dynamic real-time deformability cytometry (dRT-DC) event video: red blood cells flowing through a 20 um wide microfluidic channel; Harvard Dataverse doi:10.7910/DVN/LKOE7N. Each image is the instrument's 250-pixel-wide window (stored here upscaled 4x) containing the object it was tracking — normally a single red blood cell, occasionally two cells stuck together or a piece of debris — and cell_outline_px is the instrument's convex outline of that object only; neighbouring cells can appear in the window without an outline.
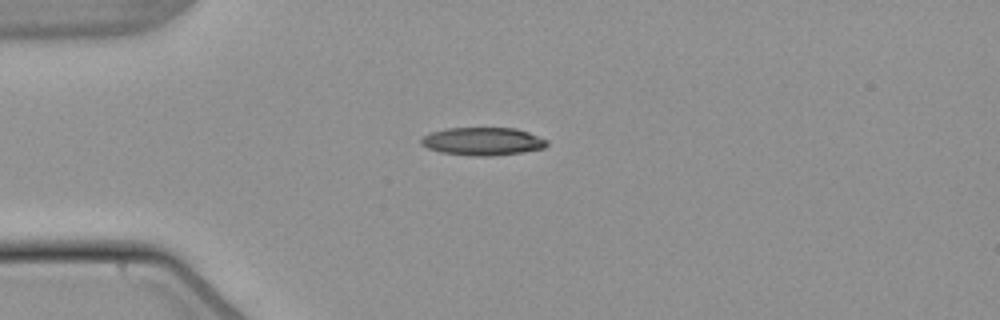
{"species": "common noctule bat (a hibernating species)", "species_latin": "Nyctalus noctula", "temperature_condition": "warm", "stored_images_in_passage": 41, "camera_frame_rate_fps": 3000, "um_per_image_px": 0.085, "animal": {"sex": "male", "body_mass_g": 21.5, "forearm_length_mm": 52.0}, "frame": {"image": 1, "passage_image": 1, "time_ms": 0.0, "image_size_px": [1000, 320], "cell_outline_px": [[548, 144], [544, 148], [524, 152], [492, 156], [476, 156], [440, 152], [428, 148], [420, 144], [420, 140], [424, 136], [432, 132], [444, 128], [516, 128], [528, 132], [548, 140]], "centroid_in_image_um": [41.04, 12.01], "position_along_channel_um": 44.0, "area_um2": 20.52}}
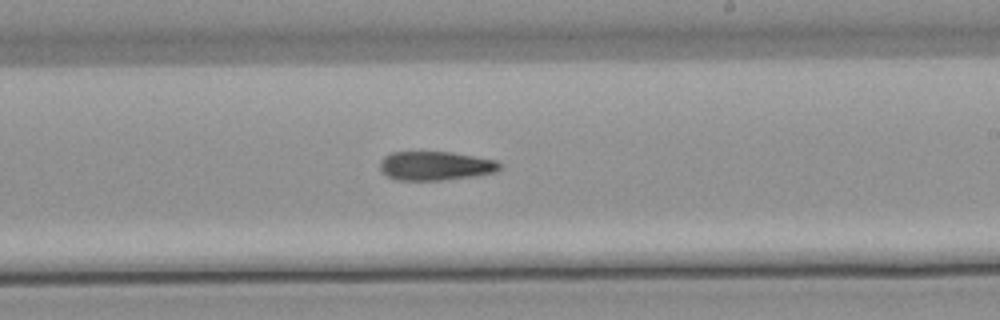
{"frame": {"image": 2, "passage_image": 19, "time_ms": 6.0, "image_size_px": [1000, 320], "cell_outline_px": [[500, 168], [492, 172], [472, 176], [440, 180], [396, 180], [380, 172], [380, 160], [384, 156], [392, 152], [452, 152], [496, 160], [500, 164]], "centroid_in_image_um": [36.94, 14.09], "position_along_channel_um": 252.1, "area_um2": 20.06}}
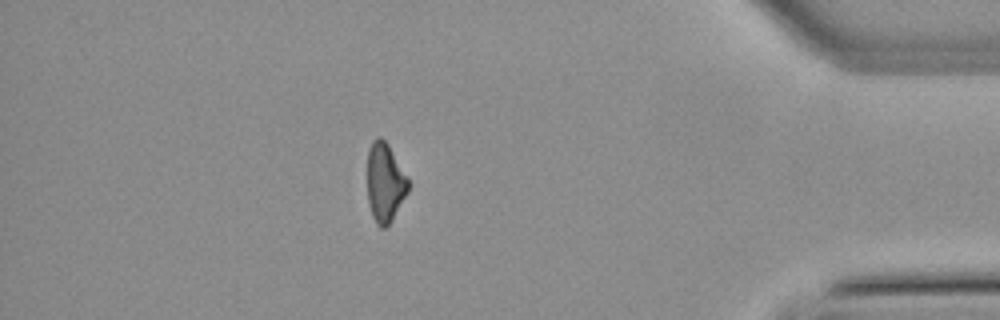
{"frame": {"image": 3, "passage_image": 34, "time_ms": 11.0, "image_size_px": [1000, 320], "cell_outline_px": [[408, 192], [388, 224], [384, 228], [380, 228], [376, 224], [372, 216], [368, 204], [368, 148], [372, 140], [376, 136], [380, 136], [388, 144], [408, 176]], "centroid_in_image_um": [32.71, 15.48], "position_along_channel_um": 402.5, "area_um2": 18.84}}